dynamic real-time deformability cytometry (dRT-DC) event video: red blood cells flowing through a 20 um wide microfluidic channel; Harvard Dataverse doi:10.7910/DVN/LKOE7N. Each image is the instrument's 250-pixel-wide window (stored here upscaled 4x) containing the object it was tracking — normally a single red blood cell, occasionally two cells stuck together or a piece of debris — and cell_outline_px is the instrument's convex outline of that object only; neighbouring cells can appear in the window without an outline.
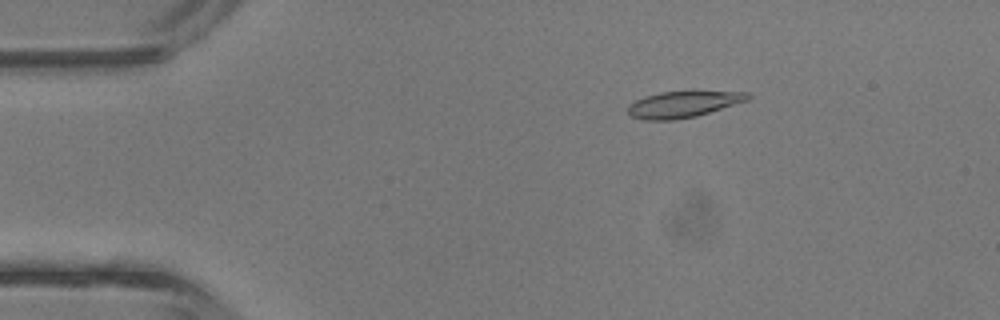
{"species": "common noctule bat (a hibernating species)", "species_latin": "Nyctalus noctula", "temperature_condition": "room temperature", "stored_images_in_passage": 43, "camera_frame_rate_fps": 3000, "um_per_image_px": 0.085, "animal": {"sex": "male", "body_mass_g": 13.3}, "frame": {"image": 1, "passage_image": 7, "time_ms": 2.0, "image_size_px": [1000, 320], "cell_outline_px": [[752, 96], [748, 100], [696, 116], [676, 120], [644, 120], [632, 116], [628, 112], [628, 104], [644, 96], [660, 92], [692, 88], [752, 92]], "centroid_in_image_um": [58.16, 8.79], "position_along_channel_um": 26.8, "area_um2": 19.48}}
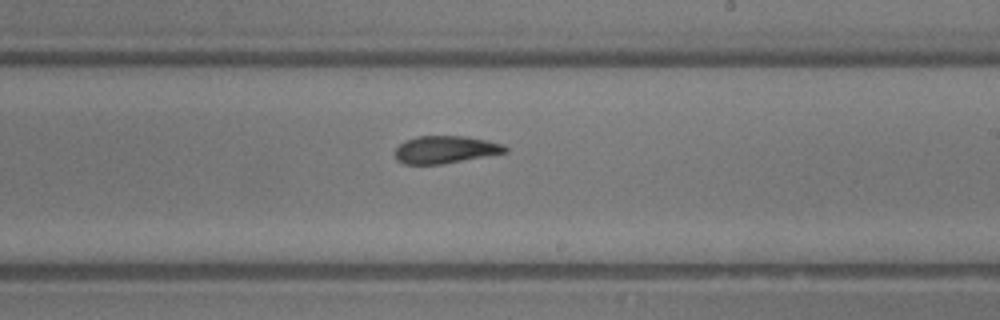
{"frame": {"image": 2, "passage_image": 25, "time_ms": 8.0, "image_size_px": [1000, 320], "cell_outline_px": [[508, 152], [444, 164], [404, 164], [396, 160], [396, 148], [404, 140], [416, 136], [464, 136], [488, 140], [504, 144], [508, 148]], "centroid_in_image_um": [37.87, 12.71], "position_along_channel_um": 251.1, "area_um2": 17.8}}
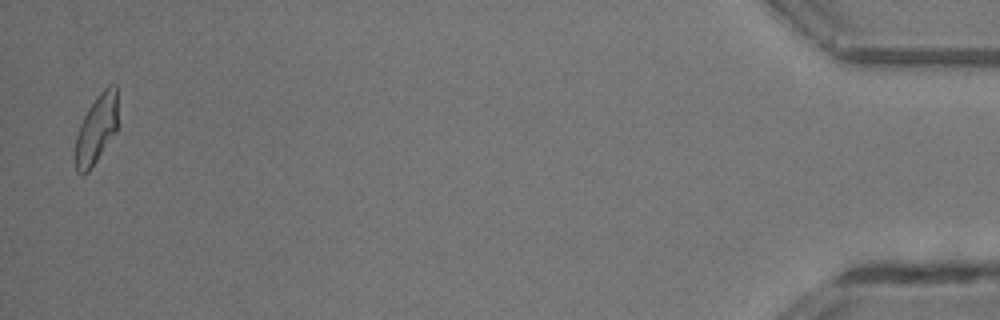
{"frame": {"image": 3, "passage_image": 42, "time_ms": 13.667, "image_size_px": [1000, 320], "cell_outline_px": [[116, 132], [88, 172], [84, 176], [80, 176], [76, 172], [76, 136], [80, 124], [88, 108], [96, 96], [108, 84], [116, 84]], "centroid_in_image_um": [8.18, 10.99], "position_along_channel_um": 427.0, "area_um2": 16.88}, "authors_computed_cell_mechanics": {"area_um2": 18.3804, "velocity_mm_per_s": 4.8003, "shape_relaxation_time_tau1_ms": 3.8818, "shape_relaxation_time_tau2_ms": 2.6431, "deformation_change_tau1": 0.1446, "deformation_change_tau2": 0.1038}}